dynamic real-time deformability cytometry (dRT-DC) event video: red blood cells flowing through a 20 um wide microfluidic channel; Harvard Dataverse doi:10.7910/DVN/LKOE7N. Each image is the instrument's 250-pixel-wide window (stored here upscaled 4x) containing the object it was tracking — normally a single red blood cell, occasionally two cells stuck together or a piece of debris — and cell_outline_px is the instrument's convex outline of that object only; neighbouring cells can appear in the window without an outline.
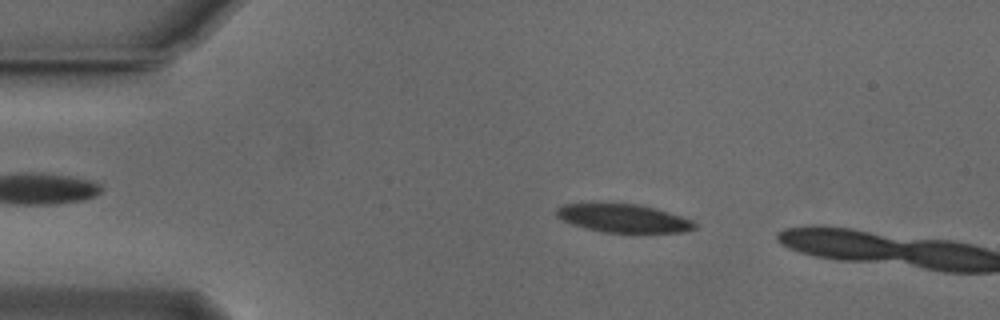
{"species": "Egyptian fruit bat (a non-hibernating species)", "species_latin": "Rousettus aegyptiacus", "temperature_condition": "cold", "stored_images_in_passage": 4, "camera_frame_rate_fps": 3000, "um_per_image_px": 0.085, "animal": {"sex": "male"}, "frame": {"image": 1, "passage_image": 2, "time_ms": 0.333, "image_size_px": [1000, 320], "cell_outline_px": [[696, 228], [680, 232], [604, 232], [584, 228], [572, 224], [556, 216], [556, 208], [564, 204], [640, 204], [656, 208], [692, 220], [696, 224]], "centroid_in_image_um": [52.98, 18.55], "position_along_channel_um": 32.0, "area_um2": 22.43}}